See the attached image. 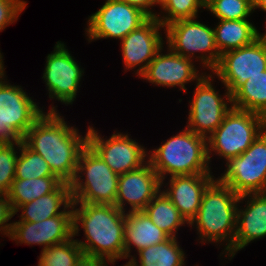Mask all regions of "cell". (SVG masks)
Segmentation results:
<instances>
[{
	"instance_id": "19",
	"label": "cell",
	"mask_w": 266,
	"mask_h": 266,
	"mask_svg": "<svg viewBox=\"0 0 266 266\" xmlns=\"http://www.w3.org/2000/svg\"><path fill=\"white\" fill-rule=\"evenodd\" d=\"M245 207H237L236 233L233 246L225 253L228 259L244 249L251 241L266 236V192L240 195L239 201H244Z\"/></svg>"
},
{
	"instance_id": "41",
	"label": "cell",
	"mask_w": 266,
	"mask_h": 266,
	"mask_svg": "<svg viewBox=\"0 0 266 266\" xmlns=\"http://www.w3.org/2000/svg\"><path fill=\"white\" fill-rule=\"evenodd\" d=\"M37 266H46L44 263H42L40 260L38 262V265Z\"/></svg>"
},
{
	"instance_id": "34",
	"label": "cell",
	"mask_w": 266,
	"mask_h": 266,
	"mask_svg": "<svg viewBox=\"0 0 266 266\" xmlns=\"http://www.w3.org/2000/svg\"><path fill=\"white\" fill-rule=\"evenodd\" d=\"M14 216L7 194H0V232L9 238L12 223H7Z\"/></svg>"
},
{
	"instance_id": "3",
	"label": "cell",
	"mask_w": 266,
	"mask_h": 266,
	"mask_svg": "<svg viewBox=\"0 0 266 266\" xmlns=\"http://www.w3.org/2000/svg\"><path fill=\"white\" fill-rule=\"evenodd\" d=\"M239 198L228 185L214 179L204 191L199 210L189 223L193 228L195 225L200 242H227L222 251L224 253L221 254H225L233 246L237 207L243 203Z\"/></svg>"
},
{
	"instance_id": "11",
	"label": "cell",
	"mask_w": 266,
	"mask_h": 266,
	"mask_svg": "<svg viewBox=\"0 0 266 266\" xmlns=\"http://www.w3.org/2000/svg\"><path fill=\"white\" fill-rule=\"evenodd\" d=\"M213 80L212 74L206 75L205 72L195 83L186 126L206 139L221 125L224 116L232 108V98L228 90H224L225 98L222 97L213 87Z\"/></svg>"
},
{
	"instance_id": "10",
	"label": "cell",
	"mask_w": 266,
	"mask_h": 266,
	"mask_svg": "<svg viewBox=\"0 0 266 266\" xmlns=\"http://www.w3.org/2000/svg\"><path fill=\"white\" fill-rule=\"evenodd\" d=\"M265 70L266 33H263L251 44L223 53L211 73L219 78L232 96L250 77Z\"/></svg>"
},
{
	"instance_id": "35",
	"label": "cell",
	"mask_w": 266,
	"mask_h": 266,
	"mask_svg": "<svg viewBox=\"0 0 266 266\" xmlns=\"http://www.w3.org/2000/svg\"><path fill=\"white\" fill-rule=\"evenodd\" d=\"M127 3L131 6L137 7L144 12L149 18L156 17L158 14L154 13L152 7L159 5L155 0H118ZM151 9V10H150Z\"/></svg>"
},
{
	"instance_id": "28",
	"label": "cell",
	"mask_w": 266,
	"mask_h": 266,
	"mask_svg": "<svg viewBox=\"0 0 266 266\" xmlns=\"http://www.w3.org/2000/svg\"><path fill=\"white\" fill-rule=\"evenodd\" d=\"M15 168V179H33L55 176L44 158L29 149L23 141L19 150Z\"/></svg>"
},
{
	"instance_id": "13",
	"label": "cell",
	"mask_w": 266,
	"mask_h": 266,
	"mask_svg": "<svg viewBox=\"0 0 266 266\" xmlns=\"http://www.w3.org/2000/svg\"><path fill=\"white\" fill-rule=\"evenodd\" d=\"M43 77L49 98L64 104H72L84 70L61 41L56 42L54 51L47 55Z\"/></svg>"
},
{
	"instance_id": "22",
	"label": "cell",
	"mask_w": 266,
	"mask_h": 266,
	"mask_svg": "<svg viewBox=\"0 0 266 266\" xmlns=\"http://www.w3.org/2000/svg\"><path fill=\"white\" fill-rule=\"evenodd\" d=\"M70 183L63 182L54 192L19 206L14 215L21 211L18 221L38 222L62 214L71 204ZM63 210H61L60 208Z\"/></svg>"
},
{
	"instance_id": "8",
	"label": "cell",
	"mask_w": 266,
	"mask_h": 266,
	"mask_svg": "<svg viewBox=\"0 0 266 266\" xmlns=\"http://www.w3.org/2000/svg\"><path fill=\"white\" fill-rule=\"evenodd\" d=\"M5 76L0 78V143H17L44 112L21 86L7 83Z\"/></svg>"
},
{
	"instance_id": "7",
	"label": "cell",
	"mask_w": 266,
	"mask_h": 266,
	"mask_svg": "<svg viewBox=\"0 0 266 266\" xmlns=\"http://www.w3.org/2000/svg\"><path fill=\"white\" fill-rule=\"evenodd\" d=\"M195 19H181L166 25V43L173 52L185 58L199 59L202 66L212 72L221 57L216 46L214 29ZM195 52H199L200 56H196Z\"/></svg>"
},
{
	"instance_id": "37",
	"label": "cell",
	"mask_w": 266,
	"mask_h": 266,
	"mask_svg": "<svg viewBox=\"0 0 266 266\" xmlns=\"http://www.w3.org/2000/svg\"><path fill=\"white\" fill-rule=\"evenodd\" d=\"M254 10L261 9L266 12V0H253Z\"/></svg>"
},
{
	"instance_id": "12",
	"label": "cell",
	"mask_w": 266,
	"mask_h": 266,
	"mask_svg": "<svg viewBox=\"0 0 266 266\" xmlns=\"http://www.w3.org/2000/svg\"><path fill=\"white\" fill-rule=\"evenodd\" d=\"M148 18L137 7L118 0H106L97 12L89 16L85 33L89 42L104 38H116L121 41Z\"/></svg>"
},
{
	"instance_id": "14",
	"label": "cell",
	"mask_w": 266,
	"mask_h": 266,
	"mask_svg": "<svg viewBox=\"0 0 266 266\" xmlns=\"http://www.w3.org/2000/svg\"><path fill=\"white\" fill-rule=\"evenodd\" d=\"M87 133L88 145L117 175L135 170L147 162L148 151L131 139L128 133L114 131L109 139H104L90 125Z\"/></svg>"
},
{
	"instance_id": "17",
	"label": "cell",
	"mask_w": 266,
	"mask_h": 266,
	"mask_svg": "<svg viewBox=\"0 0 266 266\" xmlns=\"http://www.w3.org/2000/svg\"><path fill=\"white\" fill-rule=\"evenodd\" d=\"M160 190L161 180L147 160L143 166L119 175L115 206L125 213L127 202L129 212L143 211Z\"/></svg>"
},
{
	"instance_id": "27",
	"label": "cell",
	"mask_w": 266,
	"mask_h": 266,
	"mask_svg": "<svg viewBox=\"0 0 266 266\" xmlns=\"http://www.w3.org/2000/svg\"><path fill=\"white\" fill-rule=\"evenodd\" d=\"M232 107L266 118V70L250 77L232 96Z\"/></svg>"
},
{
	"instance_id": "5",
	"label": "cell",
	"mask_w": 266,
	"mask_h": 266,
	"mask_svg": "<svg viewBox=\"0 0 266 266\" xmlns=\"http://www.w3.org/2000/svg\"><path fill=\"white\" fill-rule=\"evenodd\" d=\"M118 179L119 175L87 145L79 156L75 176L70 182L72 203L115 205Z\"/></svg>"
},
{
	"instance_id": "26",
	"label": "cell",
	"mask_w": 266,
	"mask_h": 266,
	"mask_svg": "<svg viewBox=\"0 0 266 266\" xmlns=\"http://www.w3.org/2000/svg\"><path fill=\"white\" fill-rule=\"evenodd\" d=\"M143 211L157 227L173 238H176L179 227L189 224L162 190Z\"/></svg>"
},
{
	"instance_id": "40",
	"label": "cell",
	"mask_w": 266,
	"mask_h": 266,
	"mask_svg": "<svg viewBox=\"0 0 266 266\" xmlns=\"http://www.w3.org/2000/svg\"><path fill=\"white\" fill-rule=\"evenodd\" d=\"M205 6L211 1V0H200Z\"/></svg>"
},
{
	"instance_id": "4",
	"label": "cell",
	"mask_w": 266,
	"mask_h": 266,
	"mask_svg": "<svg viewBox=\"0 0 266 266\" xmlns=\"http://www.w3.org/2000/svg\"><path fill=\"white\" fill-rule=\"evenodd\" d=\"M151 153V155H150ZM147 160L157 172L163 188L167 176L209 174L207 139L185 127L157 149L149 151Z\"/></svg>"
},
{
	"instance_id": "15",
	"label": "cell",
	"mask_w": 266,
	"mask_h": 266,
	"mask_svg": "<svg viewBox=\"0 0 266 266\" xmlns=\"http://www.w3.org/2000/svg\"><path fill=\"white\" fill-rule=\"evenodd\" d=\"M73 237L72 204L60 215L38 222H12L9 238L17 244L40 245L42 250Z\"/></svg>"
},
{
	"instance_id": "29",
	"label": "cell",
	"mask_w": 266,
	"mask_h": 266,
	"mask_svg": "<svg viewBox=\"0 0 266 266\" xmlns=\"http://www.w3.org/2000/svg\"><path fill=\"white\" fill-rule=\"evenodd\" d=\"M82 255L81 247L72 237L68 241L41 250L39 260L46 266H73Z\"/></svg>"
},
{
	"instance_id": "30",
	"label": "cell",
	"mask_w": 266,
	"mask_h": 266,
	"mask_svg": "<svg viewBox=\"0 0 266 266\" xmlns=\"http://www.w3.org/2000/svg\"><path fill=\"white\" fill-rule=\"evenodd\" d=\"M160 7L164 15L159 13L156 19L164 27L177 20L197 18L199 8H206L200 0H164Z\"/></svg>"
},
{
	"instance_id": "20",
	"label": "cell",
	"mask_w": 266,
	"mask_h": 266,
	"mask_svg": "<svg viewBox=\"0 0 266 266\" xmlns=\"http://www.w3.org/2000/svg\"><path fill=\"white\" fill-rule=\"evenodd\" d=\"M214 179L212 173L171 176L163 192L190 223L199 210L204 191Z\"/></svg>"
},
{
	"instance_id": "9",
	"label": "cell",
	"mask_w": 266,
	"mask_h": 266,
	"mask_svg": "<svg viewBox=\"0 0 266 266\" xmlns=\"http://www.w3.org/2000/svg\"><path fill=\"white\" fill-rule=\"evenodd\" d=\"M226 166L217 179L239 196L266 192V129L245 152L228 159Z\"/></svg>"
},
{
	"instance_id": "16",
	"label": "cell",
	"mask_w": 266,
	"mask_h": 266,
	"mask_svg": "<svg viewBox=\"0 0 266 266\" xmlns=\"http://www.w3.org/2000/svg\"><path fill=\"white\" fill-rule=\"evenodd\" d=\"M164 26L156 17L148 18L137 29L125 36L120 44L125 69H136L137 76H140L154 59L157 52L163 47V37L160 29ZM160 31V32H159Z\"/></svg>"
},
{
	"instance_id": "23",
	"label": "cell",
	"mask_w": 266,
	"mask_h": 266,
	"mask_svg": "<svg viewBox=\"0 0 266 266\" xmlns=\"http://www.w3.org/2000/svg\"><path fill=\"white\" fill-rule=\"evenodd\" d=\"M218 21L213 29L216 46L221 55L227 51L249 45L261 35L248 19Z\"/></svg>"
},
{
	"instance_id": "31",
	"label": "cell",
	"mask_w": 266,
	"mask_h": 266,
	"mask_svg": "<svg viewBox=\"0 0 266 266\" xmlns=\"http://www.w3.org/2000/svg\"><path fill=\"white\" fill-rule=\"evenodd\" d=\"M206 10L218 20H245L254 11L253 0H211Z\"/></svg>"
},
{
	"instance_id": "18",
	"label": "cell",
	"mask_w": 266,
	"mask_h": 266,
	"mask_svg": "<svg viewBox=\"0 0 266 266\" xmlns=\"http://www.w3.org/2000/svg\"><path fill=\"white\" fill-rule=\"evenodd\" d=\"M164 46L157 52L145 71L140 75L149 83L164 87H180L183 93L187 90L185 84L198 81L204 74L198 73L193 60L185 58L167 47V54H163Z\"/></svg>"
},
{
	"instance_id": "39",
	"label": "cell",
	"mask_w": 266,
	"mask_h": 266,
	"mask_svg": "<svg viewBox=\"0 0 266 266\" xmlns=\"http://www.w3.org/2000/svg\"><path fill=\"white\" fill-rule=\"evenodd\" d=\"M104 266H108L107 261L104 262ZM122 266H135L134 263L131 262V260H129L127 263H125V265Z\"/></svg>"
},
{
	"instance_id": "38",
	"label": "cell",
	"mask_w": 266,
	"mask_h": 266,
	"mask_svg": "<svg viewBox=\"0 0 266 266\" xmlns=\"http://www.w3.org/2000/svg\"><path fill=\"white\" fill-rule=\"evenodd\" d=\"M4 63H3V56H2V54H1V52H0V78L1 77H3L4 75H5V69L6 68H4V65H3Z\"/></svg>"
},
{
	"instance_id": "42",
	"label": "cell",
	"mask_w": 266,
	"mask_h": 266,
	"mask_svg": "<svg viewBox=\"0 0 266 266\" xmlns=\"http://www.w3.org/2000/svg\"><path fill=\"white\" fill-rule=\"evenodd\" d=\"M159 5L163 3L164 0H155Z\"/></svg>"
},
{
	"instance_id": "24",
	"label": "cell",
	"mask_w": 266,
	"mask_h": 266,
	"mask_svg": "<svg viewBox=\"0 0 266 266\" xmlns=\"http://www.w3.org/2000/svg\"><path fill=\"white\" fill-rule=\"evenodd\" d=\"M63 182L57 176L14 179L7 193L13 212L21 205L54 192Z\"/></svg>"
},
{
	"instance_id": "6",
	"label": "cell",
	"mask_w": 266,
	"mask_h": 266,
	"mask_svg": "<svg viewBox=\"0 0 266 266\" xmlns=\"http://www.w3.org/2000/svg\"><path fill=\"white\" fill-rule=\"evenodd\" d=\"M265 129V117L232 107L221 125L207 138L209 164L212 152L226 161L241 155Z\"/></svg>"
},
{
	"instance_id": "32",
	"label": "cell",
	"mask_w": 266,
	"mask_h": 266,
	"mask_svg": "<svg viewBox=\"0 0 266 266\" xmlns=\"http://www.w3.org/2000/svg\"><path fill=\"white\" fill-rule=\"evenodd\" d=\"M20 146L21 142L0 143V194H7L15 179L17 150H20Z\"/></svg>"
},
{
	"instance_id": "25",
	"label": "cell",
	"mask_w": 266,
	"mask_h": 266,
	"mask_svg": "<svg viewBox=\"0 0 266 266\" xmlns=\"http://www.w3.org/2000/svg\"><path fill=\"white\" fill-rule=\"evenodd\" d=\"M178 244L177 238L169 237L166 241L138 251L139 261L135 256L130 260L135 266H186L185 253Z\"/></svg>"
},
{
	"instance_id": "21",
	"label": "cell",
	"mask_w": 266,
	"mask_h": 266,
	"mask_svg": "<svg viewBox=\"0 0 266 266\" xmlns=\"http://www.w3.org/2000/svg\"><path fill=\"white\" fill-rule=\"evenodd\" d=\"M169 237L165 231L151 221L144 211H128L125 214L124 259L129 258L130 260L132 258L130 253L134 247L138 252L141 249L166 241Z\"/></svg>"
},
{
	"instance_id": "1",
	"label": "cell",
	"mask_w": 266,
	"mask_h": 266,
	"mask_svg": "<svg viewBox=\"0 0 266 266\" xmlns=\"http://www.w3.org/2000/svg\"><path fill=\"white\" fill-rule=\"evenodd\" d=\"M52 105L23 137V143L41 155L52 173L62 182L70 183L76 173L79 156L88 145V133L83 137L78 129L68 125Z\"/></svg>"
},
{
	"instance_id": "36",
	"label": "cell",
	"mask_w": 266,
	"mask_h": 266,
	"mask_svg": "<svg viewBox=\"0 0 266 266\" xmlns=\"http://www.w3.org/2000/svg\"><path fill=\"white\" fill-rule=\"evenodd\" d=\"M73 266H104V261L91 256L82 255Z\"/></svg>"
},
{
	"instance_id": "33",
	"label": "cell",
	"mask_w": 266,
	"mask_h": 266,
	"mask_svg": "<svg viewBox=\"0 0 266 266\" xmlns=\"http://www.w3.org/2000/svg\"><path fill=\"white\" fill-rule=\"evenodd\" d=\"M26 5L24 0H0V32L18 20Z\"/></svg>"
},
{
	"instance_id": "2",
	"label": "cell",
	"mask_w": 266,
	"mask_h": 266,
	"mask_svg": "<svg viewBox=\"0 0 266 266\" xmlns=\"http://www.w3.org/2000/svg\"><path fill=\"white\" fill-rule=\"evenodd\" d=\"M72 207L73 237L78 236L80 223L86 237V242L76 239L83 255L112 265L117 259H124L126 213L110 204L72 203Z\"/></svg>"
}]
</instances>
